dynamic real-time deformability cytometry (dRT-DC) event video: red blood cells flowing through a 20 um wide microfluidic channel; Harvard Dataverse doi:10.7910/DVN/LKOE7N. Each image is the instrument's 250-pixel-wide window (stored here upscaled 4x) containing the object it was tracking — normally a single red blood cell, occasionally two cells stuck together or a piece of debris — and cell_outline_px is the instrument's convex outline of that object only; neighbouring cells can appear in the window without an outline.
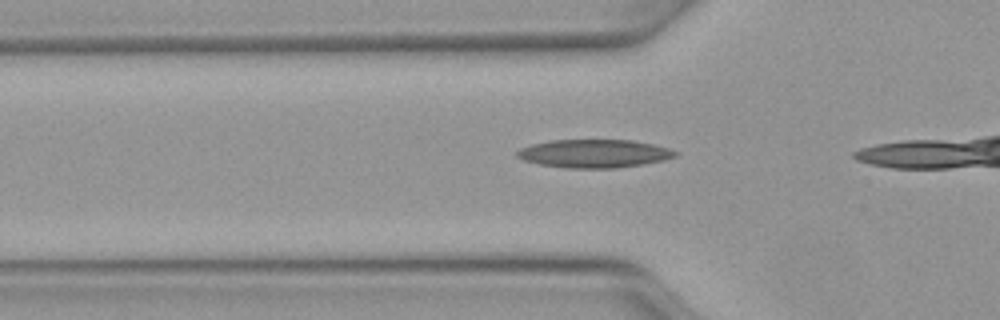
{"species": "Egyptian fruit bat (a non-hibernating species)", "species_latin": "Rousettus aegyptiacus", "temperature_condition": "warm", "stored_images_in_passage": 12, "camera_frame_rate_fps": 3000, "um_per_image_px": 0.085, "animal": {"sex": "female"}, "frame": {"image": 1, "passage_image": 4, "time_ms": 1.0, "image_size_px": [1000, 320], "cell_outline_px": [[680, 152], [676, 156], [664, 160], [616, 168], [568, 168], [540, 164], [524, 160], [516, 156], [516, 152], [520, 148], [532, 144], [552, 140], [632, 140], [652, 144], [668, 148]], "centroid_in_image_um": [50.51, 13.05], "position_along_channel_um": 75.3, "area_um2": 25.89}}
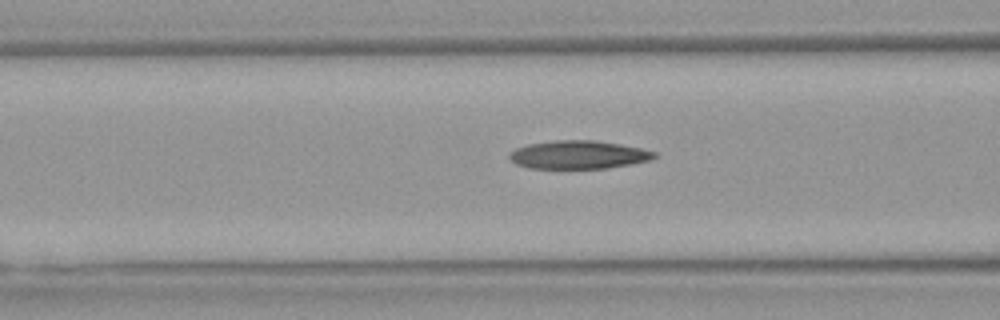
{"frame": {"image": 2, "passage_image": 7, "time_ms": 2.0, "image_size_px": [1000, 320], "cell_outline_px": [[656, 156], [652, 160], [608, 168], [528, 168], [516, 164], [508, 160], [508, 152], [516, 148], [528, 144], [556, 140], [596, 140], [620, 144], [640, 148], [656, 152]], "centroid_in_image_um": [49.13, 13.15], "position_along_channel_um": 117.5, "area_um2": 23.99}}